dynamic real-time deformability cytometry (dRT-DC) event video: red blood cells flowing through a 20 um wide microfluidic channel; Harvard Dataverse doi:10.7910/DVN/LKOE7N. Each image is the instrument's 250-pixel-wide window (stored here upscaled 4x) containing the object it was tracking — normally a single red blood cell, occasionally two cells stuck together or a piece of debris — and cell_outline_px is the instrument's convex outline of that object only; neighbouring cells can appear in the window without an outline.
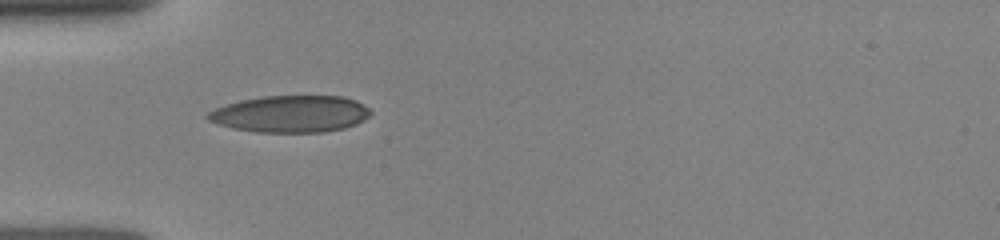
{"species": "human", "species_latin": "Homo sapiens", "temperature_condition": "room temperature", "stored_images_in_passage": 5, "camera_frame_rate_fps": 3000, "um_per_image_px": 0.085, "donor": {"sex": "female"}, "frame": {"image": 1, "passage_image": 1, "time_ms": 0.0, "image_size_px": [1000, 240], "cell_outline_px": [[372, 112], [368, 116], [356, 124], [344, 128], [324, 132], [256, 132], [232, 128], [216, 124], [208, 120], [204, 116], [208, 112], [224, 104], [240, 100], [260, 96], [344, 96], [356, 100], [368, 108]], "centroid_in_image_um": [24.65, 9.68], "position_along_channel_um": 60.3, "area_um2": 35.14}}
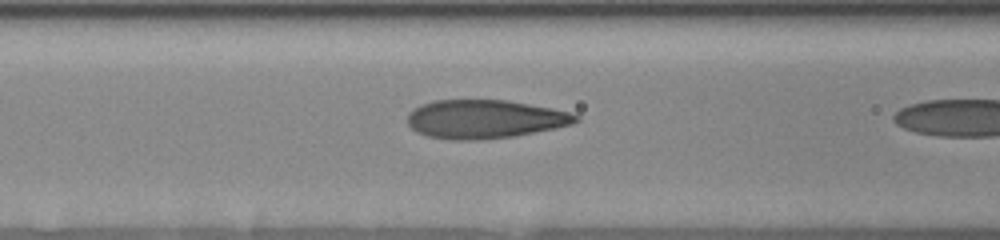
{"frame": {"image": 2, "passage_image": 4, "time_ms": 0.667, "image_size_px": [1000, 240], "cell_outline_px": [[580, 120], [572, 124], [512, 136], [476, 140], [448, 140], [428, 136], [416, 132], [408, 124], [408, 112], [412, 108], [420, 104], [432, 100], [508, 100], [552, 108], [572, 112], [580, 116]], "centroid_in_image_um": [41.17, 10.11], "position_along_channel_um": 125.4, "area_um2": 37.97}}